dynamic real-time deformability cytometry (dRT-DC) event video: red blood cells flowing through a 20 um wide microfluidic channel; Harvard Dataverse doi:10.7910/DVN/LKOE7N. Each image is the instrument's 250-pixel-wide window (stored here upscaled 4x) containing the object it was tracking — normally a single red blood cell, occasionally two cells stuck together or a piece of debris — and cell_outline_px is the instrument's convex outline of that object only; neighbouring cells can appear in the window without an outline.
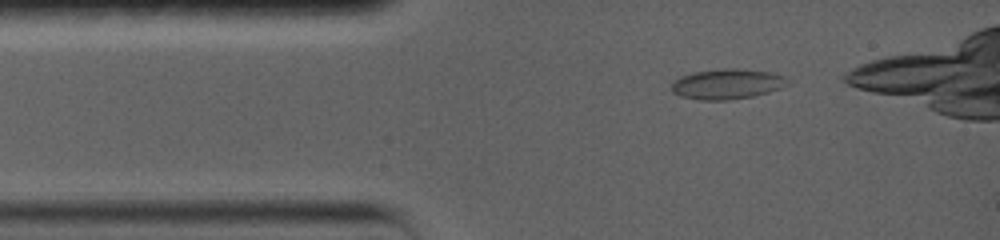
{"species": "common noctule bat (a hibernating species)", "species_latin": "Nyctalus noctula", "temperature_condition": "warm", "stored_images_in_passage": 3, "camera_frame_rate_fps": 5000, "um_per_image_px": 0.085, "animal": {"sex": "female", "body_mass_g": 19.0, "forearm_length_mm": 56.7}, "frame": {"image": 1, "passage_image": 1, "time_ms": 0.0, "image_size_px": [1000, 240], "cell_outline_px": [[788, 80], [780, 88], [768, 92], [752, 96], [728, 100], [700, 100], [680, 96], [672, 92], [672, 80], [680, 76], [692, 72], [724, 68], [736, 68], [768, 72], [784, 76]], "centroid_in_image_um": [61.73, 7.14], "position_along_channel_um": 23.3, "area_um2": 20.35}}